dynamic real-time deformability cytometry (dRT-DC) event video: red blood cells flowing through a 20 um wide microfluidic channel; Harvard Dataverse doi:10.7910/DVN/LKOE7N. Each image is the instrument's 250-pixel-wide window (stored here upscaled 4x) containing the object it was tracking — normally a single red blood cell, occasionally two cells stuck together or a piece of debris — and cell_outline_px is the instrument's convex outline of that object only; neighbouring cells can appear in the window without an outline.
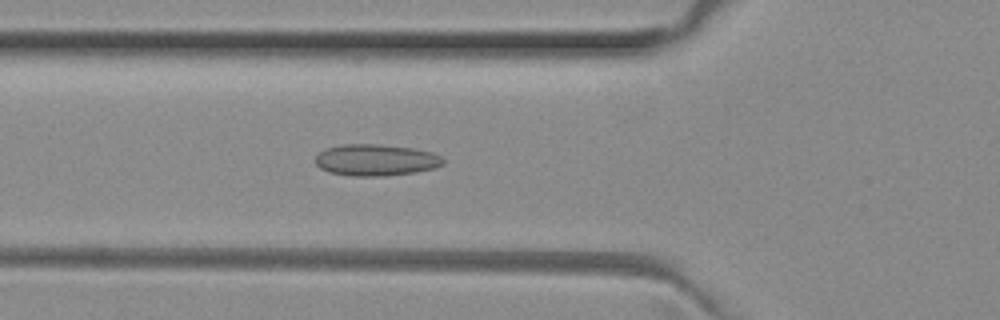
{"species": "common noctule bat (a hibernating species)", "species_latin": "Nyctalus noctula", "temperature_condition": "room temperature", "stored_images_in_passage": 45, "camera_frame_rate_fps": 3000, "um_per_image_px": 0.085, "animal": {"sex": "female", "body_mass_g": 29.2, "forearm_length_mm": 56.3}, "frame": {"image": 1, "passage_image": 12, "time_ms": 3.667, "image_size_px": [1000, 320], "cell_outline_px": [[444, 164], [432, 168], [416, 172], [384, 176], [352, 176], [328, 172], [320, 168], [316, 164], [316, 156], [320, 152], [328, 148], [344, 144], [376, 144], [412, 148], [432, 152], [440, 156], [444, 160]], "centroid_in_image_um": [31.94, 13.61], "position_along_channel_um": 93.9, "area_um2": 23.35}}
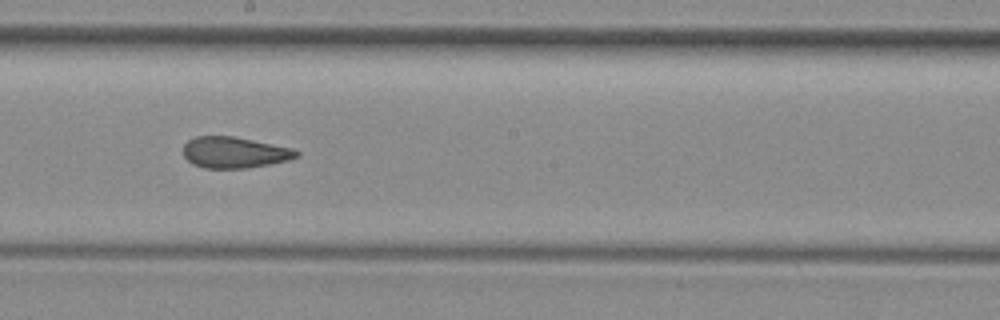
{"frame": {"image": 2, "passage_image": 22, "time_ms": 7.0, "image_size_px": [1000, 320], "cell_outline_px": [[300, 156], [288, 160], [268, 164], [244, 168], [204, 168], [192, 164], [184, 156], [184, 144], [188, 140], [196, 136], [232, 136], [292, 148], [300, 152]], "centroid_in_image_um": [19.92, 12.96], "position_along_channel_um": 228.3, "area_um2": 20.4}}
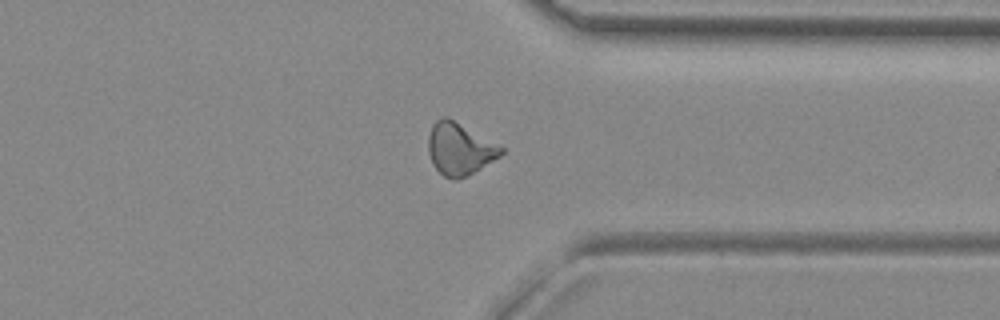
{"frame": {"image": 3, "passage_image": 33, "time_ms": 10.667, "image_size_px": [1000, 320], "cell_outline_px": [[504, 152], [500, 156], [468, 176], [456, 180], [452, 180], [444, 176], [432, 164], [428, 152], [428, 136], [432, 124], [436, 120], [444, 116], [452, 120], [504, 148]], "centroid_in_image_um": [39.03, 12.69], "position_along_channel_um": 372.4, "area_um2": 21.79}, "authors_computed_cell_mechanics": {"area_um2": 21.4438, "velocity_mm_per_s": 4.0233, "shape_relaxation_time_tau1_ms": null, "shape_relaxation_time_tau2_ms": 1.7717, "deformation_change_tau1": null, "deformation_change_tau2": 0.0934}}